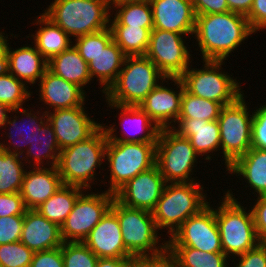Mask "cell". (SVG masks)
<instances>
[{
	"label": "cell",
	"mask_w": 266,
	"mask_h": 267,
	"mask_svg": "<svg viewBox=\"0 0 266 267\" xmlns=\"http://www.w3.org/2000/svg\"><path fill=\"white\" fill-rule=\"evenodd\" d=\"M134 267H178L175 260L168 254L156 258H143L135 261Z\"/></svg>",
	"instance_id": "f907efd6"
},
{
	"label": "cell",
	"mask_w": 266,
	"mask_h": 267,
	"mask_svg": "<svg viewBox=\"0 0 266 267\" xmlns=\"http://www.w3.org/2000/svg\"><path fill=\"white\" fill-rule=\"evenodd\" d=\"M165 78L145 55L126 56L117 80L103 99L118 105L139 106Z\"/></svg>",
	"instance_id": "52a82bcc"
},
{
	"label": "cell",
	"mask_w": 266,
	"mask_h": 267,
	"mask_svg": "<svg viewBox=\"0 0 266 267\" xmlns=\"http://www.w3.org/2000/svg\"><path fill=\"white\" fill-rule=\"evenodd\" d=\"M198 158L201 159L188 138L180 136L172 128L160 129L156 144V165L166 183L200 181L192 176L198 162H201Z\"/></svg>",
	"instance_id": "30bf717a"
},
{
	"label": "cell",
	"mask_w": 266,
	"mask_h": 267,
	"mask_svg": "<svg viewBox=\"0 0 266 267\" xmlns=\"http://www.w3.org/2000/svg\"><path fill=\"white\" fill-rule=\"evenodd\" d=\"M29 88L7 69L0 68V103L9 110L22 108L26 101L29 102V98L33 95V91Z\"/></svg>",
	"instance_id": "8d00e7d4"
},
{
	"label": "cell",
	"mask_w": 266,
	"mask_h": 267,
	"mask_svg": "<svg viewBox=\"0 0 266 267\" xmlns=\"http://www.w3.org/2000/svg\"><path fill=\"white\" fill-rule=\"evenodd\" d=\"M167 253L178 267H230L231 259L223 252H205L186 246H167Z\"/></svg>",
	"instance_id": "d6a6232c"
},
{
	"label": "cell",
	"mask_w": 266,
	"mask_h": 267,
	"mask_svg": "<svg viewBox=\"0 0 266 267\" xmlns=\"http://www.w3.org/2000/svg\"><path fill=\"white\" fill-rule=\"evenodd\" d=\"M226 61L203 60L202 68L192 64L180 76L185 90L197 97L226 106L244 94L239 79L223 70Z\"/></svg>",
	"instance_id": "9c48e42d"
},
{
	"label": "cell",
	"mask_w": 266,
	"mask_h": 267,
	"mask_svg": "<svg viewBox=\"0 0 266 267\" xmlns=\"http://www.w3.org/2000/svg\"><path fill=\"white\" fill-rule=\"evenodd\" d=\"M63 185L57 167H27L20 191L27 209H36Z\"/></svg>",
	"instance_id": "603a6c76"
},
{
	"label": "cell",
	"mask_w": 266,
	"mask_h": 267,
	"mask_svg": "<svg viewBox=\"0 0 266 267\" xmlns=\"http://www.w3.org/2000/svg\"><path fill=\"white\" fill-rule=\"evenodd\" d=\"M60 151L53 126L47 120L22 159L28 167H57Z\"/></svg>",
	"instance_id": "f546056e"
},
{
	"label": "cell",
	"mask_w": 266,
	"mask_h": 267,
	"mask_svg": "<svg viewBox=\"0 0 266 267\" xmlns=\"http://www.w3.org/2000/svg\"><path fill=\"white\" fill-rule=\"evenodd\" d=\"M85 189L77 186L62 185L52 196L36 208V210L59 227L63 224Z\"/></svg>",
	"instance_id": "1f68e13d"
},
{
	"label": "cell",
	"mask_w": 266,
	"mask_h": 267,
	"mask_svg": "<svg viewBox=\"0 0 266 267\" xmlns=\"http://www.w3.org/2000/svg\"><path fill=\"white\" fill-rule=\"evenodd\" d=\"M230 261L234 262V266L231 262V267H266V243H260L254 249L233 257Z\"/></svg>",
	"instance_id": "ee69618b"
},
{
	"label": "cell",
	"mask_w": 266,
	"mask_h": 267,
	"mask_svg": "<svg viewBox=\"0 0 266 267\" xmlns=\"http://www.w3.org/2000/svg\"><path fill=\"white\" fill-rule=\"evenodd\" d=\"M73 40L74 47L88 64L93 60L95 55L101 50H104V48L113 40V36L108 27L95 33L76 37Z\"/></svg>",
	"instance_id": "f35d334b"
},
{
	"label": "cell",
	"mask_w": 266,
	"mask_h": 267,
	"mask_svg": "<svg viewBox=\"0 0 266 267\" xmlns=\"http://www.w3.org/2000/svg\"><path fill=\"white\" fill-rule=\"evenodd\" d=\"M110 209L117 215L125 248L136 260L167 253V238L160 240L152 212L126 207L115 198Z\"/></svg>",
	"instance_id": "5b68a950"
},
{
	"label": "cell",
	"mask_w": 266,
	"mask_h": 267,
	"mask_svg": "<svg viewBox=\"0 0 266 267\" xmlns=\"http://www.w3.org/2000/svg\"><path fill=\"white\" fill-rule=\"evenodd\" d=\"M200 181L166 183L152 215L160 232L168 239L189 217L197 214L211 200ZM206 192V193H204Z\"/></svg>",
	"instance_id": "277c9868"
},
{
	"label": "cell",
	"mask_w": 266,
	"mask_h": 267,
	"mask_svg": "<svg viewBox=\"0 0 266 267\" xmlns=\"http://www.w3.org/2000/svg\"><path fill=\"white\" fill-rule=\"evenodd\" d=\"M226 172L230 176H239V182L240 178L241 181L244 179L245 187L253 189L250 192L255 197L266 196V150L250 148Z\"/></svg>",
	"instance_id": "4316f807"
},
{
	"label": "cell",
	"mask_w": 266,
	"mask_h": 267,
	"mask_svg": "<svg viewBox=\"0 0 266 267\" xmlns=\"http://www.w3.org/2000/svg\"><path fill=\"white\" fill-rule=\"evenodd\" d=\"M26 210L20 192L0 193V217L24 215Z\"/></svg>",
	"instance_id": "f6af8a7d"
},
{
	"label": "cell",
	"mask_w": 266,
	"mask_h": 267,
	"mask_svg": "<svg viewBox=\"0 0 266 267\" xmlns=\"http://www.w3.org/2000/svg\"><path fill=\"white\" fill-rule=\"evenodd\" d=\"M229 11L247 16L254 0H226Z\"/></svg>",
	"instance_id": "f5cc1de1"
},
{
	"label": "cell",
	"mask_w": 266,
	"mask_h": 267,
	"mask_svg": "<svg viewBox=\"0 0 266 267\" xmlns=\"http://www.w3.org/2000/svg\"><path fill=\"white\" fill-rule=\"evenodd\" d=\"M135 258H98L96 267H134Z\"/></svg>",
	"instance_id": "816d5d0a"
},
{
	"label": "cell",
	"mask_w": 266,
	"mask_h": 267,
	"mask_svg": "<svg viewBox=\"0 0 266 267\" xmlns=\"http://www.w3.org/2000/svg\"><path fill=\"white\" fill-rule=\"evenodd\" d=\"M252 31L257 32L266 30V0H254L249 14L246 16Z\"/></svg>",
	"instance_id": "c3c4849f"
},
{
	"label": "cell",
	"mask_w": 266,
	"mask_h": 267,
	"mask_svg": "<svg viewBox=\"0 0 266 267\" xmlns=\"http://www.w3.org/2000/svg\"><path fill=\"white\" fill-rule=\"evenodd\" d=\"M85 190L60 227L63 242H83L111 208L115 195L107 191Z\"/></svg>",
	"instance_id": "7c38bea8"
},
{
	"label": "cell",
	"mask_w": 266,
	"mask_h": 267,
	"mask_svg": "<svg viewBox=\"0 0 266 267\" xmlns=\"http://www.w3.org/2000/svg\"><path fill=\"white\" fill-rule=\"evenodd\" d=\"M172 129L190 140L200 157L204 156L201 160L211 163V158L215 154L218 156L216 152H220V130L217 120L178 119Z\"/></svg>",
	"instance_id": "cb8c5ba5"
},
{
	"label": "cell",
	"mask_w": 266,
	"mask_h": 267,
	"mask_svg": "<svg viewBox=\"0 0 266 267\" xmlns=\"http://www.w3.org/2000/svg\"><path fill=\"white\" fill-rule=\"evenodd\" d=\"M35 18L32 24L37 26L38 30L25 37H30L31 41L34 40L31 43L49 62L53 57L68 49L73 44V41L62 28L56 25L44 13H39V16L37 15Z\"/></svg>",
	"instance_id": "83f0119b"
},
{
	"label": "cell",
	"mask_w": 266,
	"mask_h": 267,
	"mask_svg": "<svg viewBox=\"0 0 266 267\" xmlns=\"http://www.w3.org/2000/svg\"><path fill=\"white\" fill-rule=\"evenodd\" d=\"M253 34L246 16L229 11L196 15L192 38L196 40L202 61H228L229 55Z\"/></svg>",
	"instance_id": "6da1fadb"
},
{
	"label": "cell",
	"mask_w": 266,
	"mask_h": 267,
	"mask_svg": "<svg viewBox=\"0 0 266 267\" xmlns=\"http://www.w3.org/2000/svg\"><path fill=\"white\" fill-rule=\"evenodd\" d=\"M166 181L157 165L130 179L114 195L122 205L152 212L162 195Z\"/></svg>",
	"instance_id": "d6986e66"
},
{
	"label": "cell",
	"mask_w": 266,
	"mask_h": 267,
	"mask_svg": "<svg viewBox=\"0 0 266 267\" xmlns=\"http://www.w3.org/2000/svg\"><path fill=\"white\" fill-rule=\"evenodd\" d=\"M105 105L110 109H117L120 112L116 113L119 120V134L117 125L102 124L104 128L107 140L120 141V142H145V143H157V138L160 129L151 120V118L139 107V106H124L115 103H110L105 99ZM117 126V127H116ZM131 130H130V129ZM127 129V130H126ZM115 132V133H114ZM118 132V133H117ZM129 132V133H128ZM124 135V136H123Z\"/></svg>",
	"instance_id": "2e32d148"
},
{
	"label": "cell",
	"mask_w": 266,
	"mask_h": 267,
	"mask_svg": "<svg viewBox=\"0 0 266 267\" xmlns=\"http://www.w3.org/2000/svg\"><path fill=\"white\" fill-rule=\"evenodd\" d=\"M38 100L44 111L85 106L87 92L76 84L64 80L47 69L38 83ZM44 102V103H43ZM52 108V109H51Z\"/></svg>",
	"instance_id": "ffe728a7"
},
{
	"label": "cell",
	"mask_w": 266,
	"mask_h": 267,
	"mask_svg": "<svg viewBox=\"0 0 266 267\" xmlns=\"http://www.w3.org/2000/svg\"><path fill=\"white\" fill-rule=\"evenodd\" d=\"M258 107L253 110L251 148L266 150V103Z\"/></svg>",
	"instance_id": "b9f144b4"
},
{
	"label": "cell",
	"mask_w": 266,
	"mask_h": 267,
	"mask_svg": "<svg viewBox=\"0 0 266 267\" xmlns=\"http://www.w3.org/2000/svg\"><path fill=\"white\" fill-rule=\"evenodd\" d=\"M222 107L220 103L194 96L184 89L178 119L217 120Z\"/></svg>",
	"instance_id": "74e56055"
},
{
	"label": "cell",
	"mask_w": 266,
	"mask_h": 267,
	"mask_svg": "<svg viewBox=\"0 0 266 267\" xmlns=\"http://www.w3.org/2000/svg\"><path fill=\"white\" fill-rule=\"evenodd\" d=\"M85 106L47 112V120L53 126L60 150L91 137L101 126L88 115ZM92 118V119H91Z\"/></svg>",
	"instance_id": "ac0fdd59"
},
{
	"label": "cell",
	"mask_w": 266,
	"mask_h": 267,
	"mask_svg": "<svg viewBox=\"0 0 266 267\" xmlns=\"http://www.w3.org/2000/svg\"><path fill=\"white\" fill-rule=\"evenodd\" d=\"M20 241L34 252L55 249L63 244L60 227L36 209L25 211Z\"/></svg>",
	"instance_id": "d4e9b609"
},
{
	"label": "cell",
	"mask_w": 266,
	"mask_h": 267,
	"mask_svg": "<svg viewBox=\"0 0 266 267\" xmlns=\"http://www.w3.org/2000/svg\"><path fill=\"white\" fill-rule=\"evenodd\" d=\"M156 144L107 140L105 164L110 176L105 191L115 194L130 179L156 165ZM107 162V163H106ZM109 165V166H108ZM107 189V190H106Z\"/></svg>",
	"instance_id": "ba28073f"
},
{
	"label": "cell",
	"mask_w": 266,
	"mask_h": 267,
	"mask_svg": "<svg viewBox=\"0 0 266 267\" xmlns=\"http://www.w3.org/2000/svg\"><path fill=\"white\" fill-rule=\"evenodd\" d=\"M106 146L107 135L101 126L87 140L62 149L57 169L63 185L77 186L85 190H91L92 185L96 186L97 168H102L100 173L101 170L106 171L104 168Z\"/></svg>",
	"instance_id": "7a4b0ae2"
},
{
	"label": "cell",
	"mask_w": 266,
	"mask_h": 267,
	"mask_svg": "<svg viewBox=\"0 0 266 267\" xmlns=\"http://www.w3.org/2000/svg\"><path fill=\"white\" fill-rule=\"evenodd\" d=\"M64 267H96L98 257L83 242H63Z\"/></svg>",
	"instance_id": "ab89813d"
},
{
	"label": "cell",
	"mask_w": 266,
	"mask_h": 267,
	"mask_svg": "<svg viewBox=\"0 0 266 267\" xmlns=\"http://www.w3.org/2000/svg\"><path fill=\"white\" fill-rule=\"evenodd\" d=\"M26 169L21 156L0 149V193L20 192Z\"/></svg>",
	"instance_id": "d590c367"
},
{
	"label": "cell",
	"mask_w": 266,
	"mask_h": 267,
	"mask_svg": "<svg viewBox=\"0 0 266 267\" xmlns=\"http://www.w3.org/2000/svg\"><path fill=\"white\" fill-rule=\"evenodd\" d=\"M5 28H3V31H0V68H5L6 62H7V55H8V49H9V40L11 37L13 38H18L21 36L14 35L13 33L5 34L6 30L4 31ZM12 35V36H11ZM10 38H9V37ZM9 39V40H8Z\"/></svg>",
	"instance_id": "db71d44e"
},
{
	"label": "cell",
	"mask_w": 266,
	"mask_h": 267,
	"mask_svg": "<svg viewBox=\"0 0 266 267\" xmlns=\"http://www.w3.org/2000/svg\"><path fill=\"white\" fill-rule=\"evenodd\" d=\"M126 55L122 49L112 40L104 50H101L88 63V70L91 79L98 82L100 92L104 94L117 80L122 69ZM102 87V88H101Z\"/></svg>",
	"instance_id": "f1b7e54d"
},
{
	"label": "cell",
	"mask_w": 266,
	"mask_h": 267,
	"mask_svg": "<svg viewBox=\"0 0 266 267\" xmlns=\"http://www.w3.org/2000/svg\"><path fill=\"white\" fill-rule=\"evenodd\" d=\"M226 190L221 196L222 200L215 206V218L223 253L231 259L254 249L261 242L256 233L252 210L247 209L249 205L245 207L238 201L239 198H235L234 189Z\"/></svg>",
	"instance_id": "3957f363"
},
{
	"label": "cell",
	"mask_w": 266,
	"mask_h": 267,
	"mask_svg": "<svg viewBox=\"0 0 266 267\" xmlns=\"http://www.w3.org/2000/svg\"><path fill=\"white\" fill-rule=\"evenodd\" d=\"M192 36L153 28L145 56L166 77H180L193 64L191 47L186 43V37Z\"/></svg>",
	"instance_id": "4fadbf2b"
},
{
	"label": "cell",
	"mask_w": 266,
	"mask_h": 267,
	"mask_svg": "<svg viewBox=\"0 0 266 267\" xmlns=\"http://www.w3.org/2000/svg\"><path fill=\"white\" fill-rule=\"evenodd\" d=\"M43 13L72 39L109 27V0H53Z\"/></svg>",
	"instance_id": "8992f818"
},
{
	"label": "cell",
	"mask_w": 266,
	"mask_h": 267,
	"mask_svg": "<svg viewBox=\"0 0 266 267\" xmlns=\"http://www.w3.org/2000/svg\"><path fill=\"white\" fill-rule=\"evenodd\" d=\"M146 0H109L110 7L112 8L114 5L122 4L126 2H141Z\"/></svg>",
	"instance_id": "9f6ffc18"
},
{
	"label": "cell",
	"mask_w": 266,
	"mask_h": 267,
	"mask_svg": "<svg viewBox=\"0 0 266 267\" xmlns=\"http://www.w3.org/2000/svg\"><path fill=\"white\" fill-rule=\"evenodd\" d=\"M24 215L0 217V245L20 241Z\"/></svg>",
	"instance_id": "7bdbcfd3"
},
{
	"label": "cell",
	"mask_w": 266,
	"mask_h": 267,
	"mask_svg": "<svg viewBox=\"0 0 266 267\" xmlns=\"http://www.w3.org/2000/svg\"><path fill=\"white\" fill-rule=\"evenodd\" d=\"M34 251L21 241L0 245V267H30Z\"/></svg>",
	"instance_id": "60d3db41"
},
{
	"label": "cell",
	"mask_w": 266,
	"mask_h": 267,
	"mask_svg": "<svg viewBox=\"0 0 266 267\" xmlns=\"http://www.w3.org/2000/svg\"><path fill=\"white\" fill-rule=\"evenodd\" d=\"M48 69L64 80L76 84L83 90L91 85L88 64L72 44L68 49L56 55L48 62Z\"/></svg>",
	"instance_id": "4dcf8cb0"
},
{
	"label": "cell",
	"mask_w": 266,
	"mask_h": 267,
	"mask_svg": "<svg viewBox=\"0 0 266 267\" xmlns=\"http://www.w3.org/2000/svg\"><path fill=\"white\" fill-rule=\"evenodd\" d=\"M9 113L11 114L10 117ZM9 113L2 122L0 129L1 131L8 130V133H1V136L4 135L6 139H9V142L6 139L5 141H0V149L4 152L13 153L22 157L30 143L33 142L37 134L40 133L41 126L47 121V115L41 108H37V110L35 109L34 111V107L33 109L26 107L12 109ZM16 131L17 133H15Z\"/></svg>",
	"instance_id": "9a60e30c"
},
{
	"label": "cell",
	"mask_w": 266,
	"mask_h": 267,
	"mask_svg": "<svg viewBox=\"0 0 266 267\" xmlns=\"http://www.w3.org/2000/svg\"><path fill=\"white\" fill-rule=\"evenodd\" d=\"M5 69L29 87L39 83L48 69V61L33 44H23L15 49L9 46Z\"/></svg>",
	"instance_id": "484cf974"
},
{
	"label": "cell",
	"mask_w": 266,
	"mask_h": 267,
	"mask_svg": "<svg viewBox=\"0 0 266 267\" xmlns=\"http://www.w3.org/2000/svg\"><path fill=\"white\" fill-rule=\"evenodd\" d=\"M169 81L174 85L170 84ZM169 84L170 87H168ZM171 85L176 87L173 88ZM184 89L180 77H166L147 95L139 107L151 118L159 129L173 128L180 114Z\"/></svg>",
	"instance_id": "e0dca14e"
},
{
	"label": "cell",
	"mask_w": 266,
	"mask_h": 267,
	"mask_svg": "<svg viewBox=\"0 0 266 267\" xmlns=\"http://www.w3.org/2000/svg\"><path fill=\"white\" fill-rule=\"evenodd\" d=\"M153 28L193 35L196 22L192 0H149Z\"/></svg>",
	"instance_id": "7402d4cb"
},
{
	"label": "cell",
	"mask_w": 266,
	"mask_h": 267,
	"mask_svg": "<svg viewBox=\"0 0 266 267\" xmlns=\"http://www.w3.org/2000/svg\"><path fill=\"white\" fill-rule=\"evenodd\" d=\"M245 97L243 94L234 103L223 106L217 119L225 172L251 148L253 110L249 109L251 103Z\"/></svg>",
	"instance_id": "8fae6325"
},
{
	"label": "cell",
	"mask_w": 266,
	"mask_h": 267,
	"mask_svg": "<svg viewBox=\"0 0 266 267\" xmlns=\"http://www.w3.org/2000/svg\"><path fill=\"white\" fill-rule=\"evenodd\" d=\"M9 111L10 110L5 105L0 103V128H1L2 122L6 119Z\"/></svg>",
	"instance_id": "11a10c76"
},
{
	"label": "cell",
	"mask_w": 266,
	"mask_h": 267,
	"mask_svg": "<svg viewBox=\"0 0 266 267\" xmlns=\"http://www.w3.org/2000/svg\"><path fill=\"white\" fill-rule=\"evenodd\" d=\"M30 267H64L62 246L35 252Z\"/></svg>",
	"instance_id": "7dc6e473"
},
{
	"label": "cell",
	"mask_w": 266,
	"mask_h": 267,
	"mask_svg": "<svg viewBox=\"0 0 266 267\" xmlns=\"http://www.w3.org/2000/svg\"><path fill=\"white\" fill-rule=\"evenodd\" d=\"M83 243L98 258H134L125 248L117 215L109 209Z\"/></svg>",
	"instance_id": "44dd1931"
},
{
	"label": "cell",
	"mask_w": 266,
	"mask_h": 267,
	"mask_svg": "<svg viewBox=\"0 0 266 267\" xmlns=\"http://www.w3.org/2000/svg\"><path fill=\"white\" fill-rule=\"evenodd\" d=\"M114 42L126 56L145 55L150 39V31L143 27L109 25Z\"/></svg>",
	"instance_id": "e575fe53"
},
{
	"label": "cell",
	"mask_w": 266,
	"mask_h": 267,
	"mask_svg": "<svg viewBox=\"0 0 266 267\" xmlns=\"http://www.w3.org/2000/svg\"><path fill=\"white\" fill-rule=\"evenodd\" d=\"M196 15L229 12L226 0H192Z\"/></svg>",
	"instance_id": "681fc988"
},
{
	"label": "cell",
	"mask_w": 266,
	"mask_h": 267,
	"mask_svg": "<svg viewBox=\"0 0 266 267\" xmlns=\"http://www.w3.org/2000/svg\"><path fill=\"white\" fill-rule=\"evenodd\" d=\"M111 10L109 25L143 27L149 31L153 29L152 8L149 0L117 4Z\"/></svg>",
	"instance_id": "836d02e7"
},
{
	"label": "cell",
	"mask_w": 266,
	"mask_h": 267,
	"mask_svg": "<svg viewBox=\"0 0 266 267\" xmlns=\"http://www.w3.org/2000/svg\"><path fill=\"white\" fill-rule=\"evenodd\" d=\"M252 200H255L254 204L249 207L253 213L256 233L260 242L266 243V196H258Z\"/></svg>",
	"instance_id": "bcb514c9"
},
{
	"label": "cell",
	"mask_w": 266,
	"mask_h": 267,
	"mask_svg": "<svg viewBox=\"0 0 266 267\" xmlns=\"http://www.w3.org/2000/svg\"><path fill=\"white\" fill-rule=\"evenodd\" d=\"M212 201L189 217L167 239V246H186L205 252H223Z\"/></svg>",
	"instance_id": "5bb4252c"
}]
</instances>
